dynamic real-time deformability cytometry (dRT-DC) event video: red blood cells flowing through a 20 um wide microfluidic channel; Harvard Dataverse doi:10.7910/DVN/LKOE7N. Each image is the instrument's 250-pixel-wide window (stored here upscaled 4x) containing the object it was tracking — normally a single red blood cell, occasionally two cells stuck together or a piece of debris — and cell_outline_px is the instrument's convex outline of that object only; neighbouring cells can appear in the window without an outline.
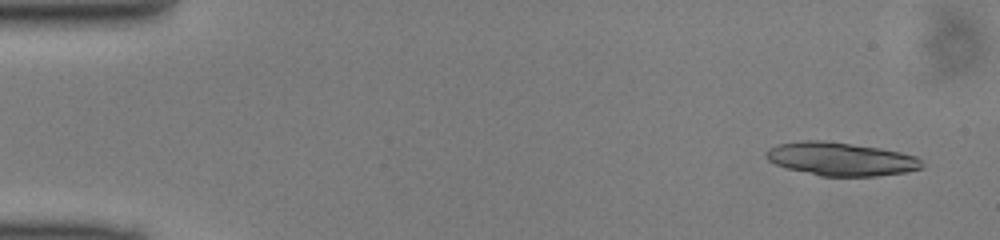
{"species": "common noctule bat (a hibernating species)", "species_latin": "Nyctalus noctula", "temperature_condition": "cold", "stored_images_in_passage": 49, "camera_frame_rate_fps": 3000, "um_per_image_px": 0.085, "animal": {"sex": "male", "body_mass_g": 13.0, "forearm_length_mm": 53.1}, "frame": {"image": 1, "passage_image": 3, "time_ms": 0.667, "image_size_px": [1000, 240], "cell_outline_px": [[924, 168], [904, 172], [876, 176], [820, 176], [788, 168], [776, 164], [768, 160], [764, 156], [764, 152], [768, 148], [776, 144], [800, 140], [824, 140], [880, 148], [900, 152], [916, 156], [924, 164]], "centroid_in_image_um": [71.44, 13.5], "position_along_channel_um": 13.6, "area_um2": 30.4}}
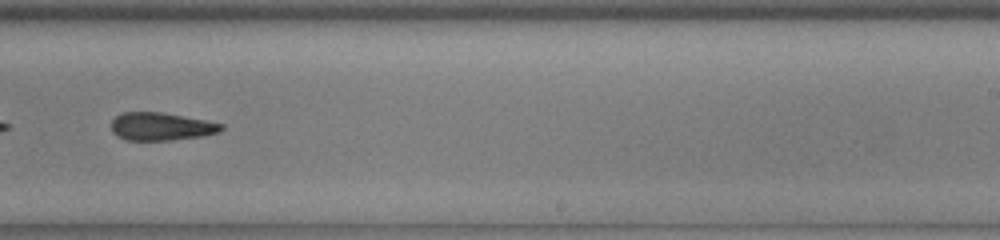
{"frame": {"image": 2, "passage_image": 31, "time_ms": 10.0, "image_size_px": [1000, 240], "cell_outline_px": [[224, 128], [220, 132], [200, 136], [172, 140], [124, 140], [116, 136], [112, 132], [112, 120], [116, 116], [124, 112], [160, 112], [204, 120], [224, 124]], "centroid_in_image_um": [13.68, 10.76], "position_along_channel_um": 275.3, "area_um2": 17.8}}
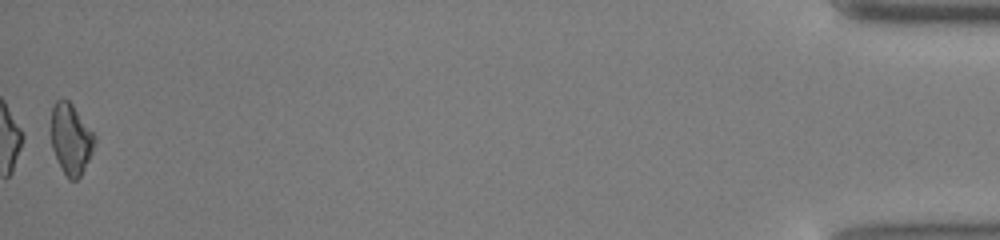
{"frame": {"image": 3, "passage_image": 49, "time_ms": 16.0, "image_size_px": [1000, 240], "cell_outline_px": [[96, 140], [92, 152], [80, 176], [76, 180], [68, 180], [52, 148], [52, 108], [56, 100], [68, 100], [72, 104], [96, 136]], "centroid_in_image_um": [6.04, 11.81], "position_along_channel_um": 429.2, "area_um2": 17.51}}